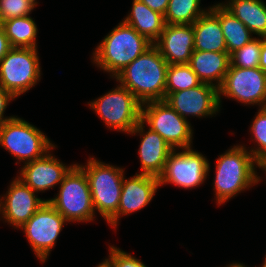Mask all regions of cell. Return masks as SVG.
Listing matches in <instances>:
<instances>
[{
    "mask_svg": "<svg viewBox=\"0 0 266 267\" xmlns=\"http://www.w3.org/2000/svg\"><path fill=\"white\" fill-rule=\"evenodd\" d=\"M168 67L169 64L152 45L127 65L115 79L142 104L164 100Z\"/></svg>",
    "mask_w": 266,
    "mask_h": 267,
    "instance_id": "6da1fadb",
    "label": "cell"
},
{
    "mask_svg": "<svg viewBox=\"0 0 266 267\" xmlns=\"http://www.w3.org/2000/svg\"><path fill=\"white\" fill-rule=\"evenodd\" d=\"M255 164L253 155L243 145L234 146L219 155L213 183L219 206L261 181Z\"/></svg>",
    "mask_w": 266,
    "mask_h": 267,
    "instance_id": "7a4b0ae2",
    "label": "cell"
},
{
    "mask_svg": "<svg viewBox=\"0 0 266 267\" xmlns=\"http://www.w3.org/2000/svg\"><path fill=\"white\" fill-rule=\"evenodd\" d=\"M152 45L145 36L122 21L95 48L92 60L96 66L115 78Z\"/></svg>",
    "mask_w": 266,
    "mask_h": 267,
    "instance_id": "3957f363",
    "label": "cell"
},
{
    "mask_svg": "<svg viewBox=\"0 0 266 267\" xmlns=\"http://www.w3.org/2000/svg\"><path fill=\"white\" fill-rule=\"evenodd\" d=\"M77 165L86 173L94 210L108 222L118 210L124 169L94 157L89 158L86 165Z\"/></svg>",
    "mask_w": 266,
    "mask_h": 267,
    "instance_id": "277c9868",
    "label": "cell"
},
{
    "mask_svg": "<svg viewBox=\"0 0 266 267\" xmlns=\"http://www.w3.org/2000/svg\"><path fill=\"white\" fill-rule=\"evenodd\" d=\"M59 193L47 201L67 222L93 221L95 210L86 173L76 164L59 184Z\"/></svg>",
    "mask_w": 266,
    "mask_h": 267,
    "instance_id": "5b68a950",
    "label": "cell"
},
{
    "mask_svg": "<svg viewBox=\"0 0 266 267\" xmlns=\"http://www.w3.org/2000/svg\"><path fill=\"white\" fill-rule=\"evenodd\" d=\"M0 145L24 163L42 158L56 147L41 130L17 116L0 125Z\"/></svg>",
    "mask_w": 266,
    "mask_h": 267,
    "instance_id": "8992f818",
    "label": "cell"
},
{
    "mask_svg": "<svg viewBox=\"0 0 266 267\" xmlns=\"http://www.w3.org/2000/svg\"><path fill=\"white\" fill-rule=\"evenodd\" d=\"M88 105L109 128L120 132L129 134L141 120L142 103L121 84Z\"/></svg>",
    "mask_w": 266,
    "mask_h": 267,
    "instance_id": "52a82bcc",
    "label": "cell"
},
{
    "mask_svg": "<svg viewBox=\"0 0 266 267\" xmlns=\"http://www.w3.org/2000/svg\"><path fill=\"white\" fill-rule=\"evenodd\" d=\"M35 48H12L0 60V86L15 98L41 79V67Z\"/></svg>",
    "mask_w": 266,
    "mask_h": 267,
    "instance_id": "ba28073f",
    "label": "cell"
},
{
    "mask_svg": "<svg viewBox=\"0 0 266 267\" xmlns=\"http://www.w3.org/2000/svg\"><path fill=\"white\" fill-rule=\"evenodd\" d=\"M141 121L157 132L172 149L191 148L193 130L190 123L164 100L143 103Z\"/></svg>",
    "mask_w": 266,
    "mask_h": 267,
    "instance_id": "9c48e42d",
    "label": "cell"
},
{
    "mask_svg": "<svg viewBox=\"0 0 266 267\" xmlns=\"http://www.w3.org/2000/svg\"><path fill=\"white\" fill-rule=\"evenodd\" d=\"M173 149L158 177L159 185L172 183L181 188H194L204 183L210 170L206 157L192 148Z\"/></svg>",
    "mask_w": 266,
    "mask_h": 267,
    "instance_id": "30bf717a",
    "label": "cell"
},
{
    "mask_svg": "<svg viewBox=\"0 0 266 267\" xmlns=\"http://www.w3.org/2000/svg\"><path fill=\"white\" fill-rule=\"evenodd\" d=\"M218 93L219 103L223 95L247 105L266 107V72L259 67L239 68L230 64Z\"/></svg>",
    "mask_w": 266,
    "mask_h": 267,
    "instance_id": "8fae6325",
    "label": "cell"
},
{
    "mask_svg": "<svg viewBox=\"0 0 266 267\" xmlns=\"http://www.w3.org/2000/svg\"><path fill=\"white\" fill-rule=\"evenodd\" d=\"M66 219L46 200L21 227L35 255L45 263Z\"/></svg>",
    "mask_w": 266,
    "mask_h": 267,
    "instance_id": "7c38bea8",
    "label": "cell"
},
{
    "mask_svg": "<svg viewBox=\"0 0 266 267\" xmlns=\"http://www.w3.org/2000/svg\"><path fill=\"white\" fill-rule=\"evenodd\" d=\"M164 101L181 117H206L220 111L218 88L208 83L178 92L165 93Z\"/></svg>",
    "mask_w": 266,
    "mask_h": 267,
    "instance_id": "4fadbf2b",
    "label": "cell"
},
{
    "mask_svg": "<svg viewBox=\"0 0 266 267\" xmlns=\"http://www.w3.org/2000/svg\"><path fill=\"white\" fill-rule=\"evenodd\" d=\"M29 186L15 178L0 198V214L14 228H21L46 200L38 198Z\"/></svg>",
    "mask_w": 266,
    "mask_h": 267,
    "instance_id": "5bb4252c",
    "label": "cell"
},
{
    "mask_svg": "<svg viewBox=\"0 0 266 267\" xmlns=\"http://www.w3.org/2000/svg\"><path fill=\"white\" fill-rule=\"evenodd\" d=\"M158 187L160 185L156 176L136 173L129 180L123 178L118 210L107 223L116 228L121 215L131 214L147 206Z\"/></svg>",
    "mask_w": 266,
    "mask_h": 267,
    "instance_id": "9a60e30c",
    "label": "cell"
},
{
    "mask_svg": "<svg viewBox=\"0 0 266 267\" xmlns=\"http://www.w3.org/2000/svg\"><path fill=\"white\" fill-rule=\"evenodd\" d=\"M153 45L169 65L189 64L194 51L193 24H166Z\"/></svg>",
    "mask_w": 266,
    "mask_h": 267,
    "instance_id": "2e32d148",
    "label": "cell"
},
{
    "mask_svg": "<svg viewBox=\"0 0 266 267\" xmlns=\"http://www.w3.org/2000/svg\"><path fill=\"white\" fill-rule=\"evenodd\" d=\"M73 166H66L49 151L42 158L25 163L18 178L38 193V191L48 190L61 183Z\"/></svg>",
    "mask_w": 266,
    "mask_h": 267,
    "instance_id": "e0dca14e",
    "label": "cell"
},
{
    "mask_svg": "<svg viewBox=\"0 0 266 267\" xmlns=\"http://www.w3.org/2000/svg\"><path fill=\"white\" fill-rule=\"evenodd\" d=\"M144 128V123L140 120L129 134L135 135L139 133L142 136L138 150L142 169L141 173L159 177L173 149L157 132L150 128L145 132Z\"/></svg>",
    "mask_w": 266,
    "mask_h": 267,
    "instance_id": "ac0fdd59",
    "label": "cell"
},
{
    "mask_svg": "<svg viewBox=\"0 0 266 267\" xmlns=\"http://www.w3.org/2000/svg\"><path fill=\"white\" fill-rule=\"evenodd\" d=\"M230 64L228 52L194 50L189 61V65L202 83H208L217 88L222 85Z\"/></svg>",
    "mask_w": 266,
    "mask_h": 267,
    "instance_id": "d6986e66",
    "label": "cell"
},
{
    "mask_svg": "<svg viewBox=\"0 0 266 267\" xmlns=\"http://www.w3.org/2000/svg\"><path fill=\"white\" fill-rule=\"evenodd\" d=\"M194 50L227 52L219 17L209 8L193 23Z\"/></svg>",
    "mask_w": 266,
    "mask_h": 267,
    "instance_id": "ffe728a7",
    "label": "cell"
},
{
    "mask_svg": "<svg viewBox=\"0 0 266 267\" xmlns=\"http://www.w3.org/2000/svg\"><path fill=\"white\" fill-rule=\"evenodd\" d=\"M221 5L251 33L266 38V3L263 0H229Z\"/></svg>",
    "mask_w": 266,
    "mask_h": 267,
    "instance_id": "44dd1931",
    "label": "cell"
},
{
    "mask_svg": "<svg viewBox=\"0 0 266 267\" xmlns=\"http://www.w3.org/2000/svg\"><path fill=\"white\" fill-rule=\"evenodd\" d=\"M131 9L122 21L154 43L166 25L164 15L153 11L140 0H133Z\"/></svg>",
    "mask_w": 266,
    "mask_h": 267,
    "instance_id": "7402d4cb",
    "label": "cell"
},
{
    "mask_svg": "<svg viewBox=\"0 0 266 267\" xmlns=\"http://www.w3.org/2000/svg\"><path fill=\"white\" fill-rule=\"evenodd\" d=\"M210 9L219 17L227 52L230 55L254 38L250 30L221 3L213 5Z\"/></svg>",
    "mask_w": 266,
    "mask_h": 267,
    "instance_id": "603a6c76",
    "label": "cell"
},
{
    "mask_svg": "<svg viewBox=\"0 0 266 267\" xmlns=\"http://www.w3.org/2000/svg\"><path fill=\"white\" fill-rule=\"evenodd\" d=\"M3 28L12 48L37 49V25L30 16L11 18L3 21Z\"/></svg>",
    "mask_w": 266,
    "mask_h": 267,
    "instance_id": "cb8c5ba5",
    "label": "cell"
},
{
    "mask_svg": "<svg viewBox=\"0 0 266 267\" xmlns=\"http://www.w3.org/2000/svg\"><path fill=\"white\" fill-rule=\"evenodd\" d=\"M201 0H169L164 15L166 24H193L207 10L200 8Z\"/></svg>",
    "mask_w": 266,
    "mask_h": 267,
    "instance_id": "d4e9b609",
    "label": "cell"
},
{
    "mask_svg": "<svg viewBox=\"0 0 266 267\" xmlns=\"http://www.w3.org/2000/svg\"><path fill=\"white\" fill-rule=\"evenodd\" d=\"M201 83L189 64L169 65L166 75L165 93L190 89L197 87Z\"/></svg>",
    "mask_w": 266,
    "mask_h": 267,
    "instance_id": "484cf974",
    "label": "cell"
},
{
    "mask_svg": "<svg viewBox=\"0 0 266 267\" xmlns=\"http://www.w3.org/2000/svg\"><path fill=\"white\" fill-rule=\"evenodd\" d=\"M264 37L253 38L230 55L231 65L239 68L259 67L261 43Z\"/></svg>",
    "mask_w": 266,
    "mask_h": 267,
    "instance_id": "4316f807",
    "label": "cell"
},
{
    "mask_svg": "<svg viewBox=\"0 0 266 267\" xmlns=\"http://www.w3.org/2000/svg\"><path fill=\"white\" fill-rule=\"evenodd\" d=\"M250 130L257 148H251L249 152L257 160L266 155V107L259 109L252 121Z\"/></svg>",
    "mask_w": 266,
    "mask_h": 267,
    "instance_id": "83f0119b",
    "label": "cell"
},
{
    "mask_svg": "<svg viewBox=\"0 0 266 267\" xmlns=\"http://www.w3.org/2000/svg\"><path fill=\"white\" fill-rule=\"evenodd\" d=\"M34 5L27 0H0V15L2 20L29 16Z\"/></svg>",
    "mask_w": 266,
    "mask_h": 267,
    "instance_id": "f1b7e54d",
    "label": "cell"
},
{
    "mask_svg": "<svg viewBox=\"0 0 266 267\" xmlns=\"http://www.w3.org/2000/svg\"><path fill=\"white\" fill-rule=\"evenodd\" d=\"M109 250V258L105 259V261L111 267H147L136 257L117 247L109 246Z\"/></svg>",
    "mask_w": 266,
    "mask_h": 267,
    "instance_id": "f546056e",
    "label": "cell"
},
{
    "mask_svg": "<svg viewBox=\"0 0 266 267\" xmlns=\"http://www.w3.org/2000/svg\"><path fill=\"white\" fill-rule=\"evenodd\" d=\"M13 99L16 98L10 92L6 91L2 86H0V125L14 117H4L3 115L8 103Z\"/></svg>",
    "mask_w": 266,
    "mask_h": 267,
    "instance_id": "4dcf8cb0",
    "label": "cell"
},
{
    "mask_svg": "<svg viewBox=\"0 0 266 267\" xmlns=\"http://www.w3.org/2000/svg\"><path fill=\"white\" fill-rule=\"evenodd\" d=\"M146 4L150 9L156 11L162 15H165L169 0H140Z\"/></svg>",
    "mask_w": 266,
    "mask_h": 267,
    "instance_id": "1f68e13d",
    "label": "cell"
},
{
    "mask_svg": "<svg viewBox=\"0 0 266 267\" xmlns=\"http://www.w3.org/2000/svg\"><path fill=\"white\" fill-rule=\"evenodd\" d=\"M12 49V46L5 34L4 28H0V60Z\"/></svg>",
    "mask_w": 266,
    "mask_h": 267,
    "instance_id": "d6a6232c",
    "label": "cell"
},
{
    "mask_svg": "<svg viewBox=\"0 0 266 267\" xmlns=\"http://www.w3.org/2000/svg\"><path fill=\"white\" fill-rule=\"evenodd\" d=\"M259 68L266 72V38L261 43Z\"/></svg>",
    "mask_w": 266,
    "mask_h": 267,
    "instance_id": "836d02e7",
    "label": "cell"
},
{
    "mask_svg": "<svg viewBox=\"0 0 266 267\" xmlns=\"http://www.w3.org/2000/svg\"><path fill=\"white\" fill-rule=\"evenodd\" d=\"M256 165L258 168L261 170H264L266 173V155L260 157L259 159L256 160Z\"/></svg>",
    "mask_w": 266,
    "mask_h": 267,
    "instance_id": "e575fe53",
    "label": "cell"
},
{
    "mask_svg": "<svg viewBox=\"0 0 266 267\" xmlns=\"http://www.w3.org/2000/svg\"><path fill=\"white\" fill-rule=\"evenodd\" d=\"M227 267H246V266L241 263L235 262V263L229 264Z\"/></svg>",
    "mask_w": 266,
    "mask_h": 267,
    "instance_id": "d590c367",
    "label": "cell"
},
{
    "mask_svg": "<svg viewBox=\"0 0 266 267\" xmlns=\"http://www.w3.org/2000/svg\"><path fill=\"white\" fill-rule=\"evenodd\" d=\"M96 267H111L105 260Z\"/></svg>",
    "mask_w": 266,
    "mask_h": 267,
    "instance_id": "8d00e7d4",
    "label": "cell"
},
{
    "mask_svg": "<svg viewBox=\"0 0 266 267\" xmlns=\"http://www.w3.org/2000/svg\"><path fill=\"white\" fill-rule=\"evenodd\" d=\"M27 1H29L31 4H33L35 7H36V5H37V1L36 0H27Z\"/></svg>",
    "mask_w": 266,
    "mask_h": 267,
    "instance_id": "74e56055",
    "label": "cell"
},
{
    "mask_svg": "<svg viewBox=\"0 0 266 267\" xmlns=\"http://www.w3.org/2000/svg\"><path fill=\"white\" fill-rule=\"evenodd\" d=\"M3 27V20L1 18V15H0V28Z\"/></svg>",
    "mask_w": 266,
    "mask_h": 267,
    "instance_id": "f35d334b",
    "label": "cell"
},
{
    "mask_svg": "<svg viewBox=\"0 0 266 267\" xmlns=\"http://www.w3.org/2000/svg\"><path fill=\"white\" fill-rule=\"evenodd\" d=\"M262 267H266V255H265V259H264V263H263Z\"/></svg>",
    "mask_w": 266,
    "mask_h": 267,
    "instance_id": "ab89813d",
    "label": "cell"
}]
</instances>
